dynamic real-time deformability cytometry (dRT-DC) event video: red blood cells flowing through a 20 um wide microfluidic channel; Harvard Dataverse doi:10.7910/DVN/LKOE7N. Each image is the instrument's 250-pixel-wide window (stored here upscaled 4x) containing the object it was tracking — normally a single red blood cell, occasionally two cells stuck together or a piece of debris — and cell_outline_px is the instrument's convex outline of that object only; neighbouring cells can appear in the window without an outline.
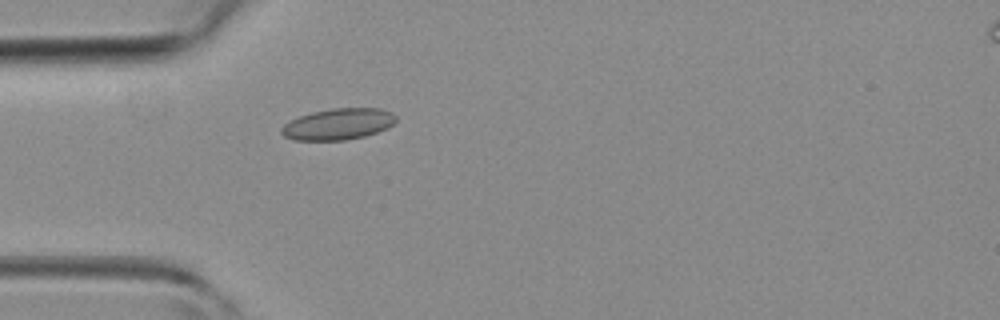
{"species": "common noctule bat (a hibernating species)", "species_latin": "Nyctalus noctula", "temperature_condition": "room temperature", "stored_images_in_passage": 46, "camera_frame_rate_fps": 3000, "um_per_image_px": 0.085, "animal": {"sex": "female", "body_mass_g": 19.3, "forearm_length_mm": 54.1}, "frame": {"image": 1, "passage_image": 14, "time_ms": 4.333, "image_size_px": [1000, 320], "cell_outline_px": [[396, 120], [388, 128], [364, 136], [344, 140], [292, 140], [284, 136], [280, 132], [280, 128], [288, 120], [312, 112], [332, 108], [380, 108], [392, 112], [396, 116]], "centroid_in_image_um": [28.72, 10.54], "position_along_channel_um": 56.3, "area_um2": 20.98}}
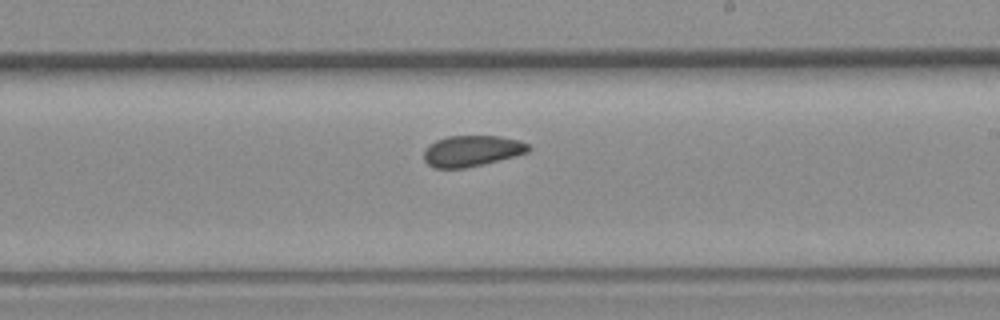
{"frame": {"image": 2, "passage_image": 27, "time_ms": 8.667, "image_size_px": [1000, 320], "cell_outline_px": [[532, 148], [528, 152], [516, 156], [484, 164], [464, 168], [436, 168], [428, 164], [424, 160], [424, 152], [428, 144], [436, 140], [448, 136], [500, 136], [520, 140], [528, 144]], "centroid_in_image_um": [40.13, 12.82], "position_along_channel_um": 248.9, "area_um2": 19.02}}
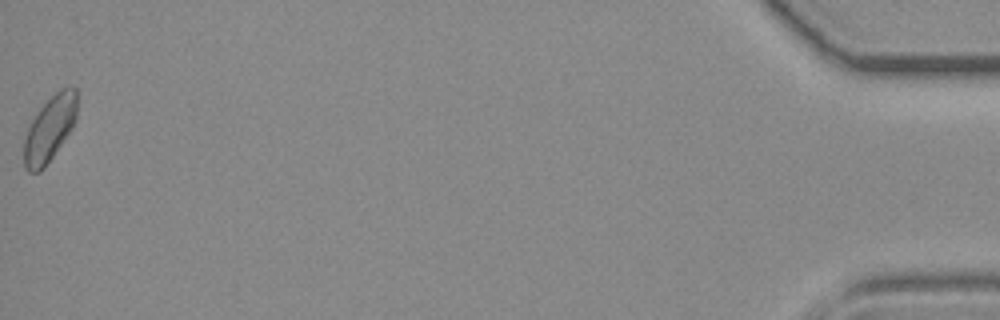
{"frame": {"image": 3, "passage_image": 46, "time_ms": 15.0, "image_size_px": [1000, 320], "cell_outline_px": [[76, 120], [72, 128], [44, 168], [40, 172], [28, 172], [24, 168], [24, 136], [32, 120], [40, 108], [60, 88], [76, 88]], "centroid_in_image_um": [4.2, 10.98], "position_along_channel_um": 431.0, "area_um2": 19.94}}